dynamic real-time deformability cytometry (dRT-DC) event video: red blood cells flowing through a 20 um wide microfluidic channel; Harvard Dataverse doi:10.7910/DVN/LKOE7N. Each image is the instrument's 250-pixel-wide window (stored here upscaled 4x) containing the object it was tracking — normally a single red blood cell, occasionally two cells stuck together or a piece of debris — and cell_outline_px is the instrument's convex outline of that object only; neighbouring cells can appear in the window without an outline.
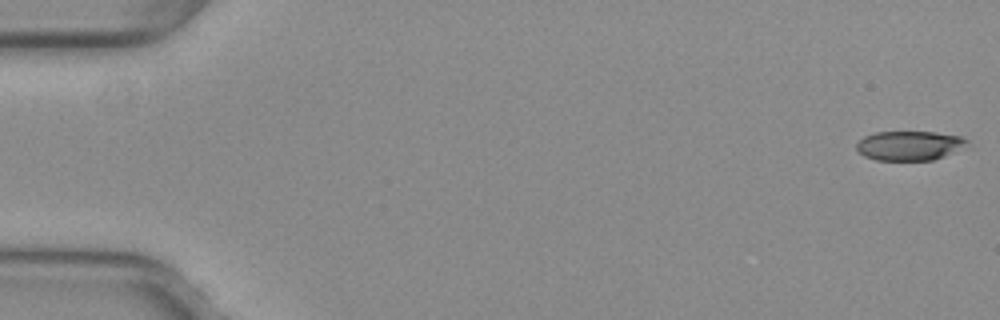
{"species": "common noctule bat (a hibernating species)", "species_latin": "Nyctalus noctula", "temperature_condition": "warm", "stored_images_in_passage": 10, "camera_frame_rate_fps": 3000, "um_per_image_px": 0.085, "animal": {"sex": "female", "body_mass_g": 29.2, "forearm_length_mm": 56.3}, "frame": {"image": 1, "passage_image": 1, "time_ms": 0.0, "image_size_px": [1000, 320], "cell_outline_px": [[972, 148], [932, 160], [876, 160], [864, 156], [856, 148], [856, 144], [864, 136], [876, 132], [936, 132], [960, 136], [968, 140]], "centroid_in_image_um": [77.42, 12.38], "position_along_channel_um": 7.6, "area_um2": 19.42}}